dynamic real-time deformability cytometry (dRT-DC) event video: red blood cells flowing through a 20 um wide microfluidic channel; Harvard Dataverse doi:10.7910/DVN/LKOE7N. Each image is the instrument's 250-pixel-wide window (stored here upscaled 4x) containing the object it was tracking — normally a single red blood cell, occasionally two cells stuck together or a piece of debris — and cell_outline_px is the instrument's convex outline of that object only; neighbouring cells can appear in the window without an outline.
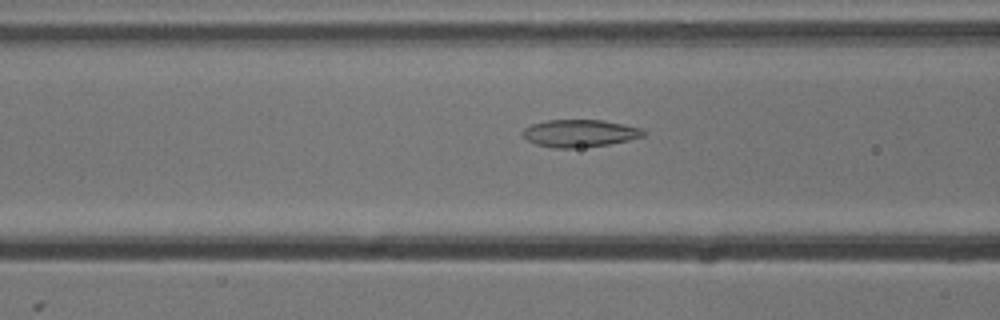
{"species": "common noctule bat (a hibernating species)", "species_latin": "Nyctalus noctula", "temperature_condition": "cold", "stored_images_in_passage": 54, "camera_frame_rate_fps": 3000, "um_per_image_px": 0.085, "animal": {"sex": "male", "body_mass_g": 13.3}, "frame": {"image": 1, "passage_image": 21, "time_ms": 6.667, "image_size_px": [1000, 320], "cell_outline_px": [[644, 136], [628, 140], [608, 144], [580, 148], [552, 148], [536, 144], [528, 140], [520, 132], [524, 128], [532, 124], [548, 120], [604, 120], [644, 128]], "centroid_in_image_um": [49.28, 11.33], "position_along_channel_um": 117.3, "area_um2": 19.36}}
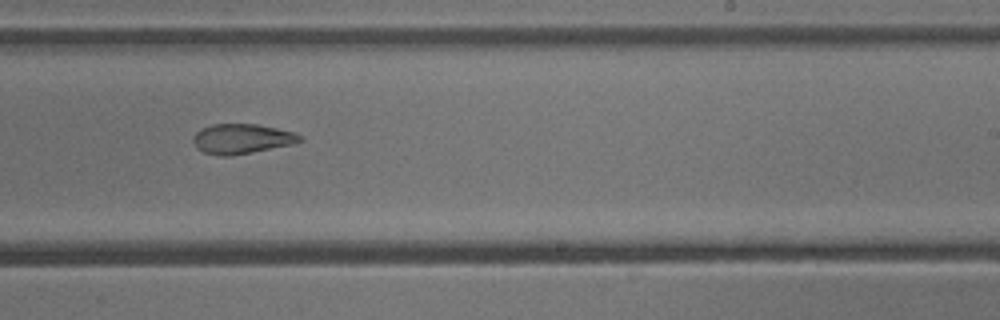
{"frame": {"image": 2, "passage_image": 33, "time_ms": 10.667, "image_size_px": [1000, 320], "cell_outline_px": [[304, 140], [288, 144], [252, 152], [228, 156], [220, 156], [204, 152], [196, 148], [192, 140], [196, 132], [212, 124], [256, 124], [276, 128], [292, 132], [300, 136]], "centroid_in_image_um": [20.49, 11.79], "position_along_channel_um": 268.5, "area_um2": 18.15}}
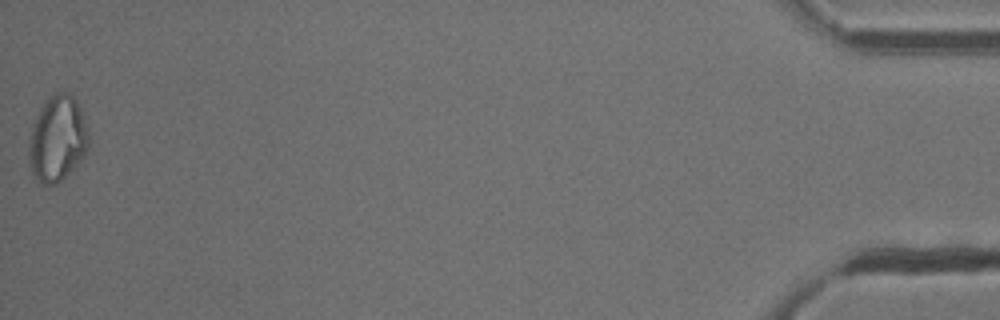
{"frame": {"image": 3, "passage_image": 54, "time_ms": 17.667, "image_size_px": [1000, 320], "cell_outline_px": [[88, 148], [84, 156], [56, 184], [44, 184], [36, 180], [32, 172], [28, 160], [28, 144], [32, 124], [40, 108], [56, 92], [68, 92], [76, 100], [84, 116], [88, 132]], "centroid_in_image_um": [4.86, 11.79], "position_along_channel_um": 430.3, "area_um2": 29.65}, "authors_computed_cell_mechanics": {"area_um2": 20.519, "velocity_mm_per_s": 3.7874, "shape_relaxation_time_tau1_ms": 9.9329, "shape_relaxation_time_tau2_ms": 3.1401, "deformation_change_tau1": 0.2266, "deformation_change_tau2": 0.0924}}